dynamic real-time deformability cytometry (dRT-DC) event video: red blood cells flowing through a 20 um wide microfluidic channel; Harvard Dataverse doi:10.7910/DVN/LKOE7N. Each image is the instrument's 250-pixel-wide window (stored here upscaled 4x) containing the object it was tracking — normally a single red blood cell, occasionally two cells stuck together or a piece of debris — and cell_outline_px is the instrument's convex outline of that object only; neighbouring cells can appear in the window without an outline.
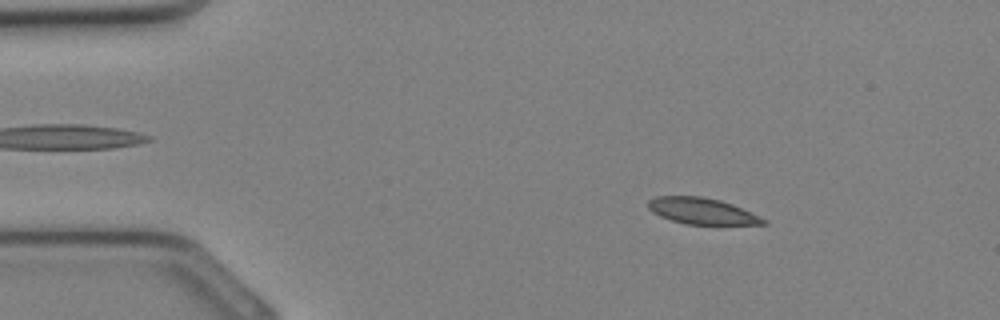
{"species": "Egyptian fruit bat (a non-hibernating species)", "species_latin": "Rousettus aegyptiacus", "temperature_condition": "cold", "stored_images_in_passage": 33, "camera_frame_rate_fps": 3000, "um_per_image_px": 0.085, "animal": {"sex": "female"}, "frame": {"image": 1, "passage_image": 5, "time_ms": 1.333, "image_size_px": [1000, 320], "cell_outline_px": [[768, 224], [684, 224], [660, 216], [652, 212], [648, 208], [648, 200], [656, 196], [700, 196], [720, 200], [732, 204], [768, 220]], "centroid_in_image_um": [59.64, 17.93], "position_along_channel_um": 25.4, "area_um2": 17.51}}
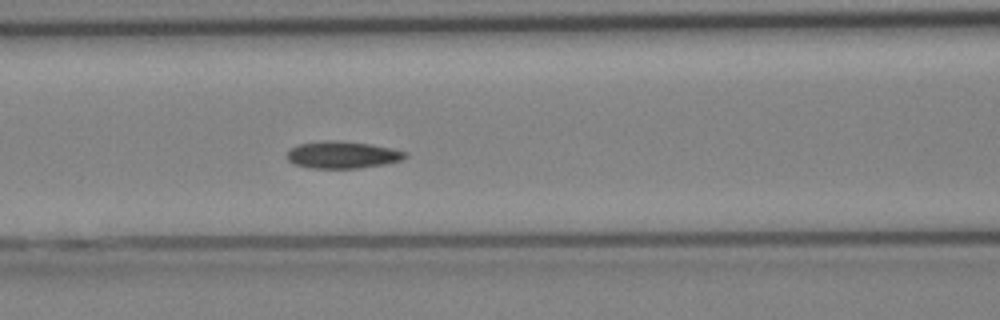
{"frame": {"image": 2, "passage_image": 14, "time_ms": 4.333, "image_size_px": [1000, 320], "cell_outline_px": [[408, 156], [404, 160], [384, 164], [356, 168], [308, 168], [296, 164], [288, 160], [288, 152], [292, 148], [300, 144], [368, 144], [392, 148], [408, 152]], "centroid_in_image_um": [29.22, 13.23], "position_along_channel_um": 137.4, "area_um2": 17.4}}
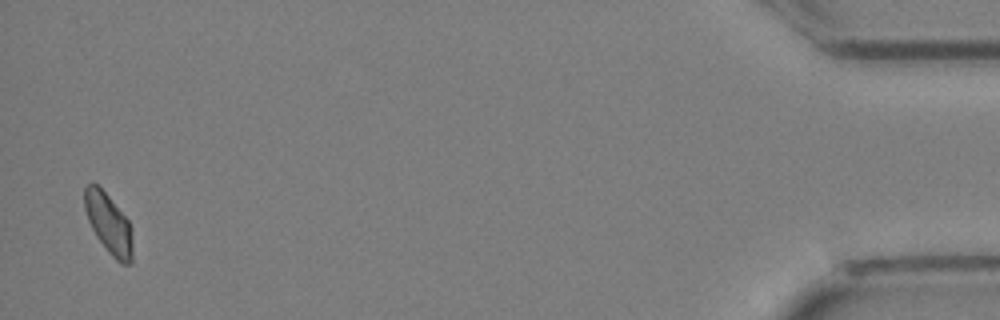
{"frame": {"image": 3, "passage_image": 33, "time_ms": 10.667, "image_size_px": [1000, 320], "cell_outline_px": [[132, 264], [120, 264], [108, 252], [96, 236], [88, 220], [84, 208], [84, 188], [88, 184], [96, 184], [108, 196], [128, 220], [132, 228]], "centroid_in_image_um": [9.25, 19.05], "position_along_channel_um": 426.0, "area_um2": 16.76}}